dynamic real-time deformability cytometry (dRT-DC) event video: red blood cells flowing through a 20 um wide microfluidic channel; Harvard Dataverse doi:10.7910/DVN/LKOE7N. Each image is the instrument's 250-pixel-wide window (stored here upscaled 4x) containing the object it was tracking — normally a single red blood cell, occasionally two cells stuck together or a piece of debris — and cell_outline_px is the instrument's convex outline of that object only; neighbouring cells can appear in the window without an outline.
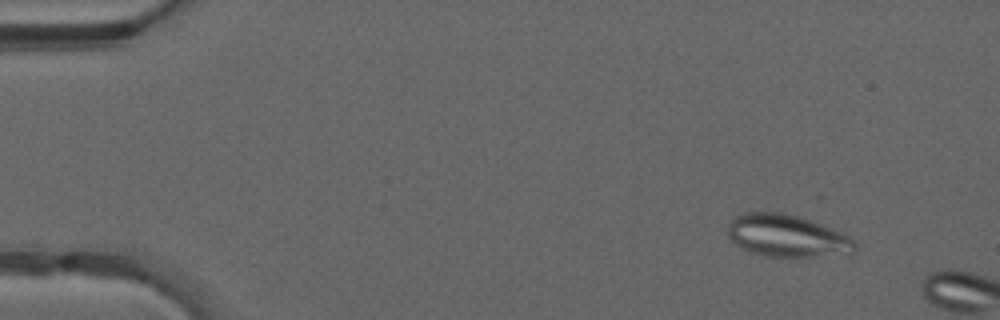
{"species": "common noctule bat (a hibernating species)", "species_latin": "Nyctalus noctula", "temperature_condition": "warm", "stored_images_in_passage": 7, "camera_frame_rate_fps": 3000, "um_per_image_px": 0.085, "animal": {"sex": "male", "forearm_length_mm": 52.5}, "frame": {"image": 1, "passage_image": 4, "time_ms": 1.0, "image_size_px": [1000, 320], "cell_outline_px": [[856, 248], [852, 252], [812, 256], [764, 256], [748, 252], [740, 248], [728, 236], [728, 224], [732, 216], [744, 212], [784, 212], [832, 228], [848, 236], [856, 244]], "centroid_in_image_um": [66.79, 20.03], "position_along_channel_um": 18.2, "area_um2": 31.04}}